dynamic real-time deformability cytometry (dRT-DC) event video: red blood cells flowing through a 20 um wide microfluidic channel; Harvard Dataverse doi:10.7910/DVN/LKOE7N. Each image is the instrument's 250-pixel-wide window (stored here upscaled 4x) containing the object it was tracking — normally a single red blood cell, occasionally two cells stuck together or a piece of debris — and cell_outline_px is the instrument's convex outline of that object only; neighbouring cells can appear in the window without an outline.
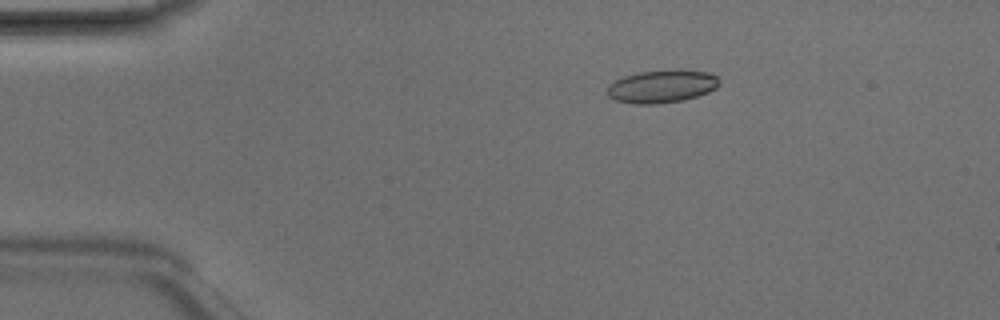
{"species": "Egyptian fruit bat (a non-hibernating species)", "species_latin": "Rousettus aegyptiacus", "temperature_condition": "room temperature", "stored_images_in_passage": 3, "camera_frame_rate_fps": 3000, "um_per_image_px": 0.085, "animal": {"sex": "male"}, "frame": {"image": 1, "passage_image": 1, "time_ms": 0.0, "image_size_px": [1000, 320], "cell_outline_px": [[720, 84], [716, 88], [708, 92], [684, 100], [656, 104], [632, 104], [616, 100], [608, 96], [608, 84], [624, 76], [640, 72], [676, 68], [680, 68], [708, 72], [716, 76], [720, 80]], "centroid_in_image_um": [56.28, 7.32], "position_along_channel_um": 28.7, "area_um2": 21.79}}
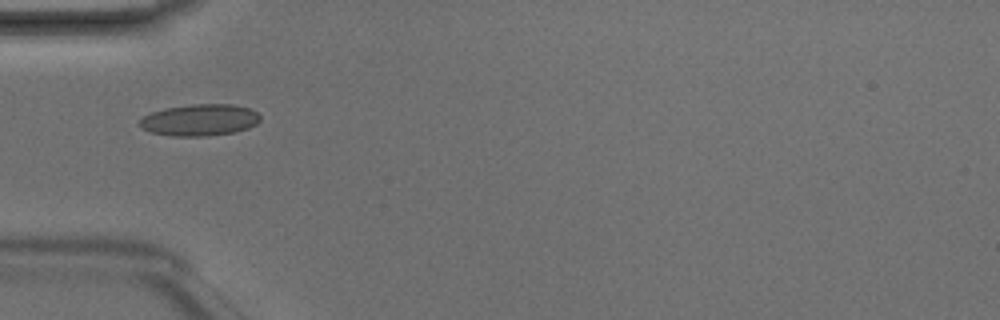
{"frame": {"image": 2, "passage_image": 3, "time_ms": 0.667, "image_size_px": [1000, 320], "cell_outline_px": [[260, 120], [256, 124], [248, 128], [232, 132], [204, 136], [172, 136], [152, 132], [144, 128], [140, 124], [140, 120], [144, 116], [152, 112], [164, 108], [192, 104], [232, 104], [248, 108], [256, 112], [260, 116]], "centroid_in_image_um": [16.99, 10.19], "position_along_channel_um": 68.0, "area_um2": 21.96}}